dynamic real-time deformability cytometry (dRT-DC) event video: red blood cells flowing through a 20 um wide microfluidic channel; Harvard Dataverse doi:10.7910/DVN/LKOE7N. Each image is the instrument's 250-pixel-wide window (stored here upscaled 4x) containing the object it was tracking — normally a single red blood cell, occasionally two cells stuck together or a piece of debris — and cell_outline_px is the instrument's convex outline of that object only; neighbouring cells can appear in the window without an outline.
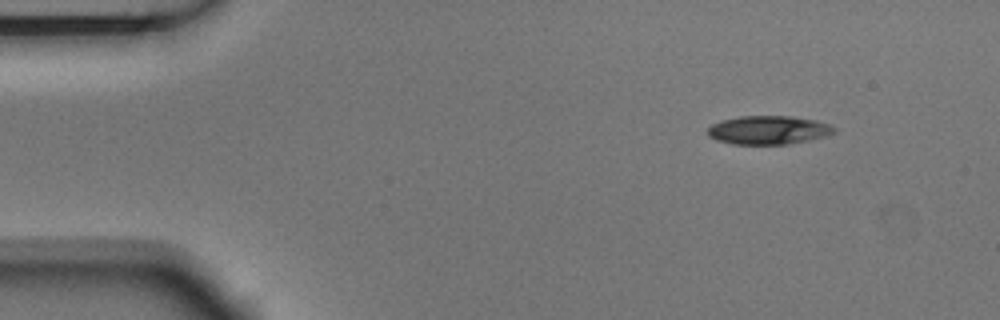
{"species": "Egyptian fruit bat (a non-hibernating species)", "species_latin": "Rousettus aegyptiacus", "temperature_condition": "room temperature", "stored_images_in_passage": 3, "camera_frame_rate_fps": 3000, "um_per_image_px": 0.085, "animal": {"sex": "male"}, "frame": {"image": 1, "passage_image": 1, "time_ms": 0.0, "image_size_px": [1000, 320], "cell_outline_px": [[836, 132], [824, 136], [808, 140], [788, 144], [732, 144], [716, 140], [708, 136], [708, 128], [712, 124], [720, 120], [740, 116], [792, 116], [816, 120], [832, 124], [836, 128]], "centroid_in_image_um": [65.32, 11.05], "position_along_channel_um": 19.7, "area_um2": 21.21}}